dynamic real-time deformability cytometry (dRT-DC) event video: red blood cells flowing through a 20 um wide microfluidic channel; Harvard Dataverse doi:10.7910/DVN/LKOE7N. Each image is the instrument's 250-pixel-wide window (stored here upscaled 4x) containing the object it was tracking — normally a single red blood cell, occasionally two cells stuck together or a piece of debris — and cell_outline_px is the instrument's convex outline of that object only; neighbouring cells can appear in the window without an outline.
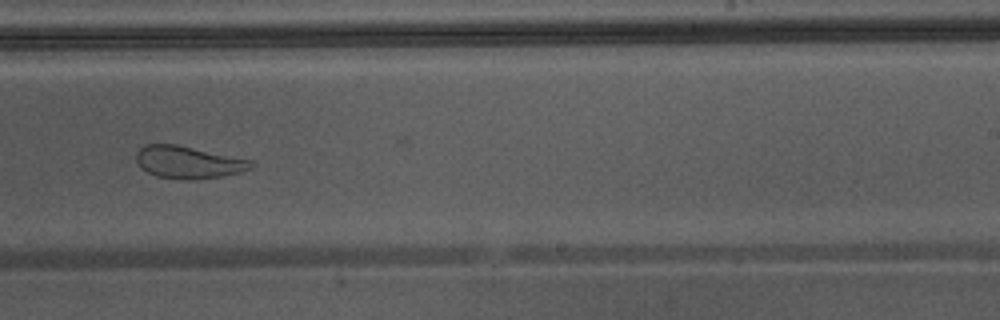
{"species": "Egyptian fruit bat (a non-hibernating species)", "species_latin": "Rousettus aegyptiacus", "temperature_condition": "warm", "stored_images_in_passage": 35, "camera_frame_rate_fps": 3000, "um_per_image_px": 0.085, "animal": {"sex": "male"}, "frame": {"image": 1, "passage_image": 25, "time_ms": 8.0, "image_size_px": [1000, 320], "cell_outline_px": [[256, 164], [252, 168], [240, 172], [224, 176], [196, 180], [184, 180], [156, 176], [140, 168], [136, 160], [136, 152], [144, 144], [176, 144], [252, 160]], "centroid_in_image_um": [16.01, 13.8], "position_along_channel_um": 273.0, "area_um2": 21.91}}